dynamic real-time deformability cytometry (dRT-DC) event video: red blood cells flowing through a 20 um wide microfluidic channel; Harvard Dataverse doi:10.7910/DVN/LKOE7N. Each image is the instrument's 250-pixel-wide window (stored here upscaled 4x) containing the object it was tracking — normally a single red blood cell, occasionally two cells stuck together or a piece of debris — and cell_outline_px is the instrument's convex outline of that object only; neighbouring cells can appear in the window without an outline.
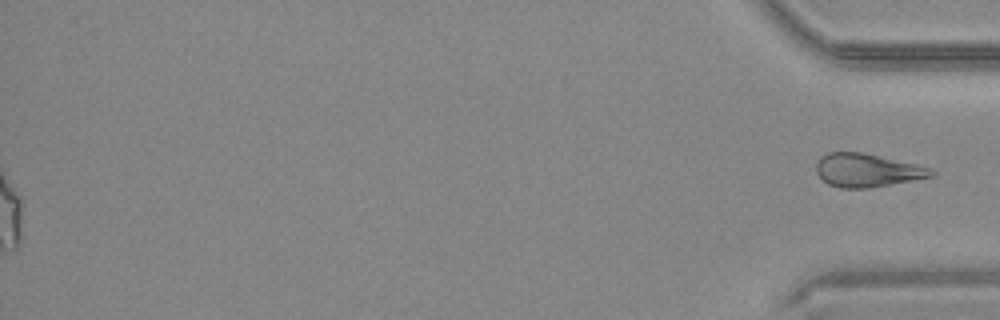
{"species": "common noctule bat (a hibernating species)", "species_latin": "Nyctalus noctula", "temperature_condition": "warm", "stored_images_in_passage": 49, "segment_of_instrument_passage": [2, 2], "camera_frame_rate_fps": 3000, "um_per_image_px": 0.085, "animal": {"sex": "male", "body_mass_g": 20.4}, "frame": {"image": 1, "passage_image": 49, "time_ms": 16.0, "image_size_px": [1000, 320], "cell_outline_px": [[936, 172], [932, 176], [868, 188], [840, 188], [828, 184], [816, 172], [816, 164], [820, 156], [828, 152], [860, 152], [916, 164], [928, 168]], "centroid_in_image_um": [73.64, 14.47], "position_along_channel_um": 361.6, "area_um2": 21.96}}